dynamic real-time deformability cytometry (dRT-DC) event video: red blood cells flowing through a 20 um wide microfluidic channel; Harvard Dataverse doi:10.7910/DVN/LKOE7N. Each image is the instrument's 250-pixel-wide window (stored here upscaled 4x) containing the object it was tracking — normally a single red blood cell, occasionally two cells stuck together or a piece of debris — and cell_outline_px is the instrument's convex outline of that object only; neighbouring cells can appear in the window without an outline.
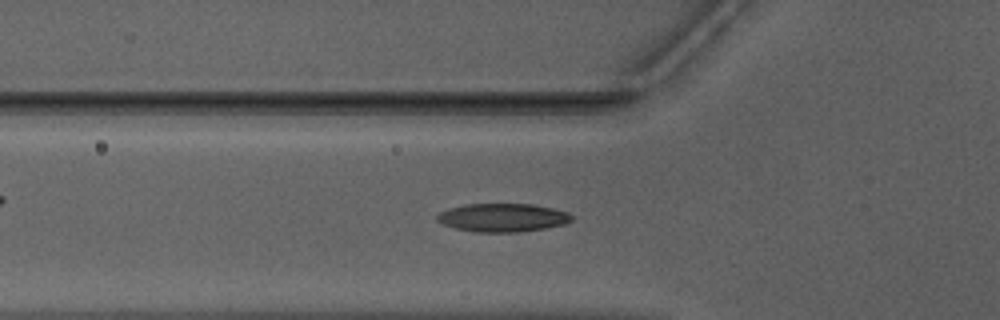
{"species": "Egyptian fruit bat (a non-hibernating species)", "species_latin": "Rousettus aegyptiacus", "temperature_condition": "warm", "stored_images_in_passage": 51, "camera_frame_rate_fps": 3000, "um_per_image_px": 0.085, "animal": {"sex": "male"}, "frame": {"image": 1, "passage_image": 17, "time_ms": 5.333, "image_size_px": [1000, 320], "cell_outline_px": [[572, 220], [564, 224], [548, 228], [520, 232], [476, 232], [456, 228], [444, 224], [436, 220], [436, 216], [440, 212], [448, 208], [464, 204], [532, 204], [552, 208], [568, 212], [572, 216]], "centroid_in_image_um": [42.73, 18.49], "position_along_channel_um": 83.1, "area_um2": 22.31}}
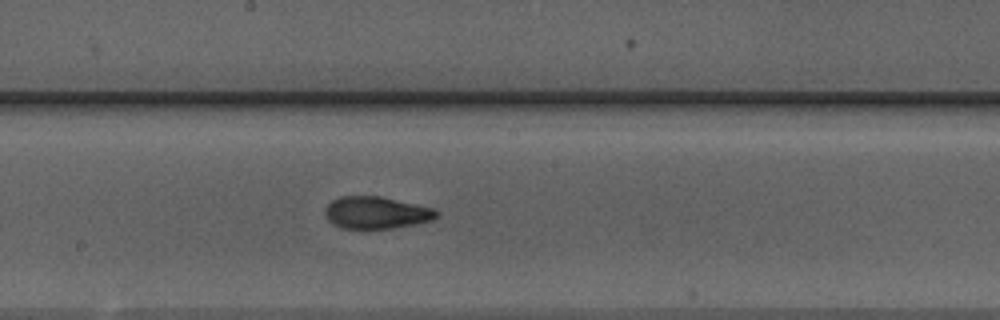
{"frame": {"image": 2, "passage_image": 27, "time_ms": 8.667, "image_size_px": [1000, 320], "cell_outline_px": [[440, 212], [432, 220], [392, 228], [364, 232], [360, 232], [344, 228], [332, 224], [324, 216], [324, 208], [332, 200], [340, 196], [380, 196], [432, 208]], "centroid_in_image_um": [31.89, 18.12], "position_along_channel_um": 216.3, "area_um2": 21.44}}
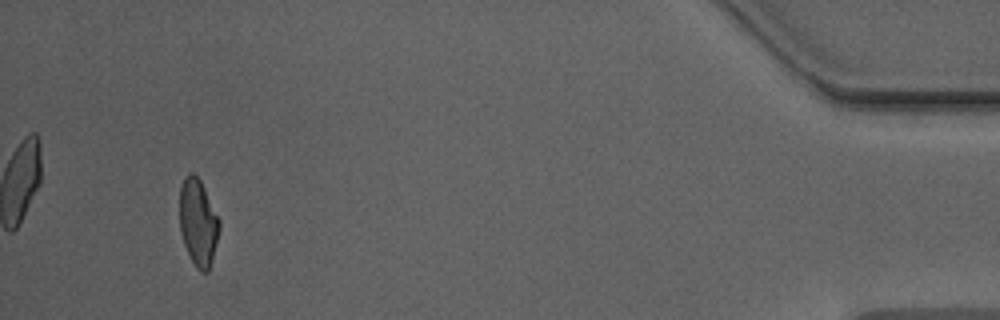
{"frame": {"image": 3, "passage_image": 48, "time_ms": 15.667, "image_size_px": [1000, 320], "cell_outline_px": [[220, 228], [212, 260], [208, 272], [200, 272], [196, 268], [184, 244], [180, 232], [180, 188], [184, 176], [188, 172], [192, 172], [200, 180], [220, 220]], "centroid_in_image_um": [16.84, 18.9], "position_along_channel_um": 418.4, "area_um2": 20.06}, "authors_computed_cell_mechanics": {"area_um2": 20.6346, "velocity_mm_per_s": 3.9784, "shape_relaxation_time_tau1_ms": null, "shape_relaxation_time_tau2_ms": 1.852, "deformation_change_tau1": null, "deformation_change_tau2": 0.0858}}